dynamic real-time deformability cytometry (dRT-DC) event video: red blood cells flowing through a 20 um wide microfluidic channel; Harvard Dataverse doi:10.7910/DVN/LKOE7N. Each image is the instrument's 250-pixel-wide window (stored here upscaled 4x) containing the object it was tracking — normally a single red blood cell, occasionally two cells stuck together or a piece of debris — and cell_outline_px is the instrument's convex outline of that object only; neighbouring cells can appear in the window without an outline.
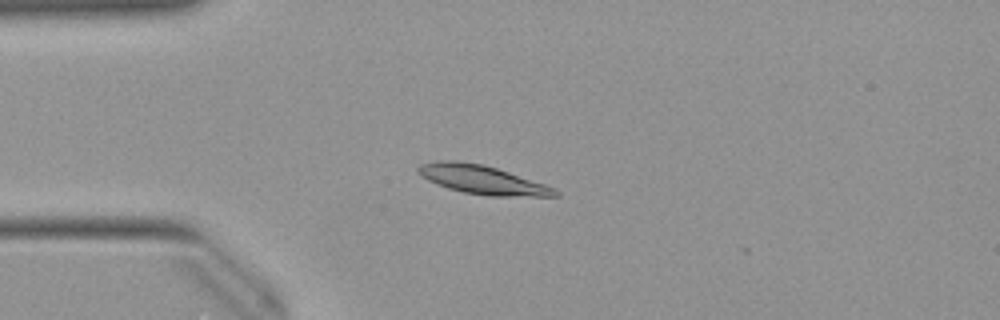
{"species": "Egyptian fruit bat (a non-hibernating species)", "species_latin": "Rousettus aegyptiacus", "temperature_condition": "warm", "stored_images_in_passage": 49, "camera_frame_rate_fps": 3000, "um_per_image_px": 0.085, "animal": {"sex": "female"}, "frame": {"image": 1, "passage_image": 12, "time_ms": 3.667, "image_size_px": [1000, 320], "cell_outline_px": [[560, 196], [488, 196], [464, 192], [448, 188], [436, 184], [420, 176], [416, 172], [416, 168], [420, 164], [440, 160], [456, 160], [484, 164], [556, 188], [560, 192]], "centroid_in_image_um": [40.96, 15.27], "position_along_channel_um": 44.0, "area_um2": 23.0}}
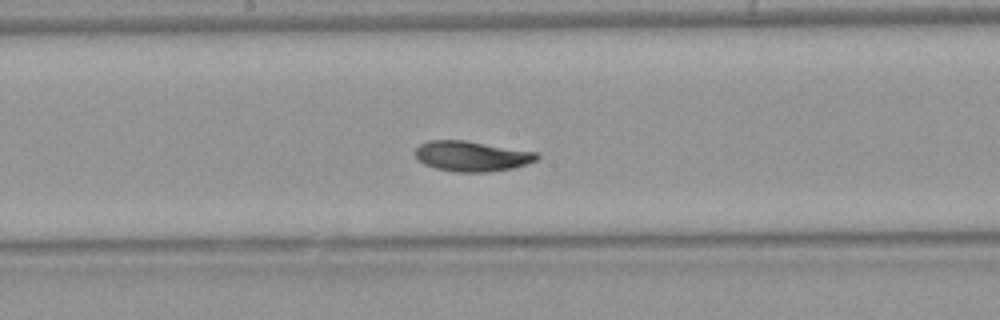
{"frame": {"image": 2, "passage_image": 26, "time_ms": 8.333, "image_size_px": [1000, 320], "cell_outline_px": [[540, 156], [536, 160], [512, 168], [488, 172], [452, 172], [436, 168], [424, 164], [416, 160], [416, 148], [420, 144], [428, 140], [464, 140], [536, 152]], "centroid_in_image_um": [40.05, 13.27], "position_along_channel_um": 208.2, "area_um2": 21.39}}
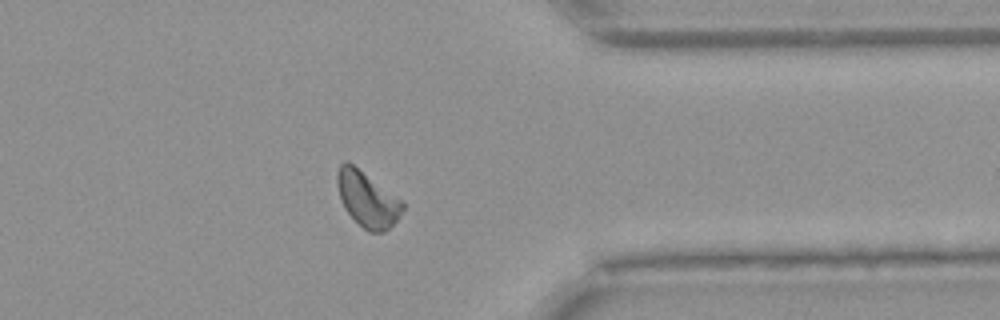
{"frame": {"image": 3, "passage_image": 40, "time_ms": 13.0, "image_size_px": [1000, 320], "cell_outline_px": [[404, 208], [396, 220], [384, 232], [368, 232], [344, 208], [340, 200], [336, 184], [336, 172], [340, 164], [344, 160], [348, 160], [404, 200]], "centroid_in_image_um": [31.21, 16.88], "position_along_channel_um": 380.2, "area_um2": 21.39}, "authors_computed_cell_mechanics": {"area_um2": 21.386, "velocity_mm_per_s": 3.9294, "shape_relaxation_time_tau1_ms": 2.7481, "shape_relaxation_time_tau2_ms": 7.0364, "deformation_change_tau1": 0.1145, "deformation_change_tau2": 0.1025}}